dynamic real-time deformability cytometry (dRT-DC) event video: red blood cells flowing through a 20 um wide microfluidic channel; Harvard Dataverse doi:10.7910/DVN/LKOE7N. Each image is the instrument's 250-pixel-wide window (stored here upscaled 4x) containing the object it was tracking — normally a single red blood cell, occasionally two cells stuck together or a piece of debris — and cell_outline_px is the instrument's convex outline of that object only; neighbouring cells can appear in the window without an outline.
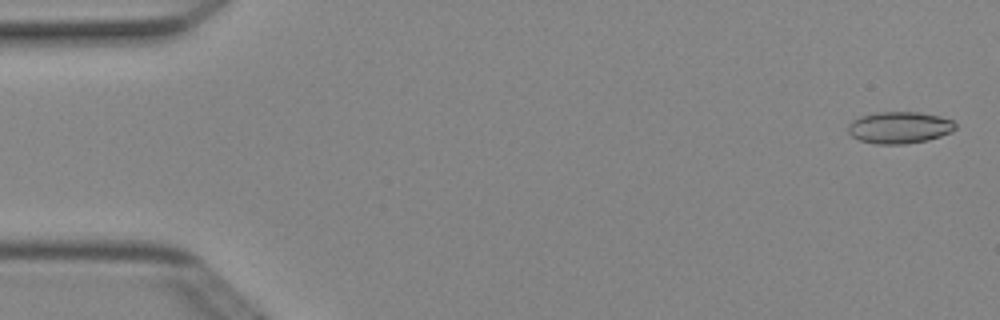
{"species": "Egyptian fruit bat (a non-hibernating species)", "species_latin": "Rousettus aegyptiacus", "temperature_condition": "cold", "stored_images_in_passage": 4, "camera_frame_rate_fps": 3000, "um_per_image_px": 0.085, "animal": {"sex": "female"}, "frame": {"image": 1, "passage_image": 1, "time_ms": 0.0, "image_size_px": [1000, 320], "cell_outline_px": [[956, 128], [952, 132], [928, 140], [904, 144], [876, 144], [860, 140], [852, 136], [848, 132], [848, 124], [852, 120], [860, 116], [876, 112], [920, 112], [940, 116], [952, 120], [956, 124]], "centroid_in_image_um": [76.45, 10.83], "position_along_channel_um": 8.5, "area_um2": 20.0}}
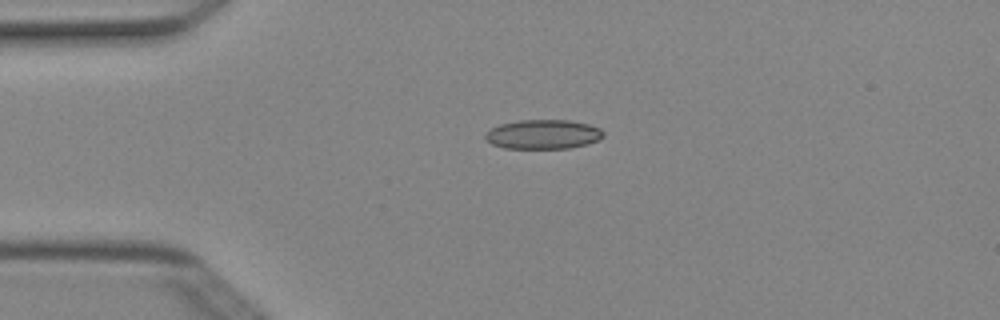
{"frame": {"image": 2, "passage_image": 3, "time_ms": 0.667, "image_size_px": [1000, 320], "cell_outline_px": [[604, 136], [588, 144], [568, 148], [504, 148], [492, 144], [484, 136], [492, 128], [500, 124], [516, 120], [572, 120], [588, 124], [600, 128], [604, 132]], "centroid_in_image_um": [46.19, 11.41], "position_along_channel_um": 38.8, "area_um2": 20.11}}